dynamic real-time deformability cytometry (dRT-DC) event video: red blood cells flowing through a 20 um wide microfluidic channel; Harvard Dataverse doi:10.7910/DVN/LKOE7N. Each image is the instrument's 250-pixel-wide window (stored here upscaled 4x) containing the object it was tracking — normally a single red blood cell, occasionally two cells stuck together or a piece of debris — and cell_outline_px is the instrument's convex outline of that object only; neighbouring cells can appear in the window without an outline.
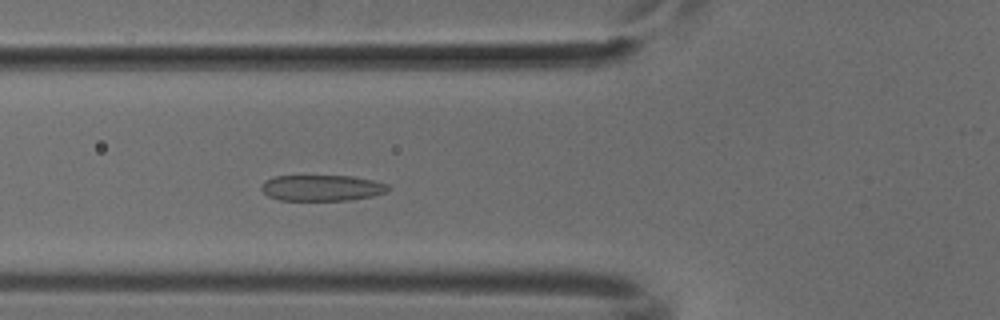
{"species": "common noctule bat (a hibernating species)", "species_latin": "Nyctalus noctula", "temperature_condition": "cold", "stored_images_in_passage": 37, "camera_frame_rate_fps": 3000, "um_per_image_px": 0.085, "animal": {"sex": "male", "body_mass_g": 18.8}, "frame": {"image": 1, "passage_image": 3, "time_ms": 0.667, "image_size_px": [1000, 320], "cell_outline_px": [[392, 188], [388, 192], [372, 196], [348, 200], [280, 200], [268, 196], [260, 188], [260, 184], [264, 180], [272, 176], [352, 176], [372, 180], [388, 184]], "centroid_in_image_um": [27.35, 15.97], "position_along_channel_um": 98.4, "area_um2": 19.36}}
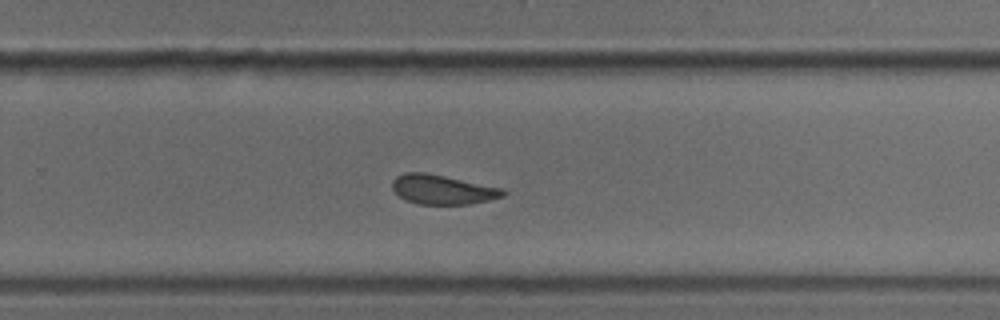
{"frame": {"image": 2, "passage_image": 18, "time_ms": 5.667, "image_size_px": [1000, 320], "cell_outline_px": [[508, 192], [504, 196], [488, 200], [468, 204], [416, 204], [404, 200], [392, 188], [392, 180], [396, 176], [404, 172], [428, 172], [504, 188]], "centroid_in_image_um": [37.62, 16.1], "position_along_channel_um": 292.2, "area_um2": 19.31}}
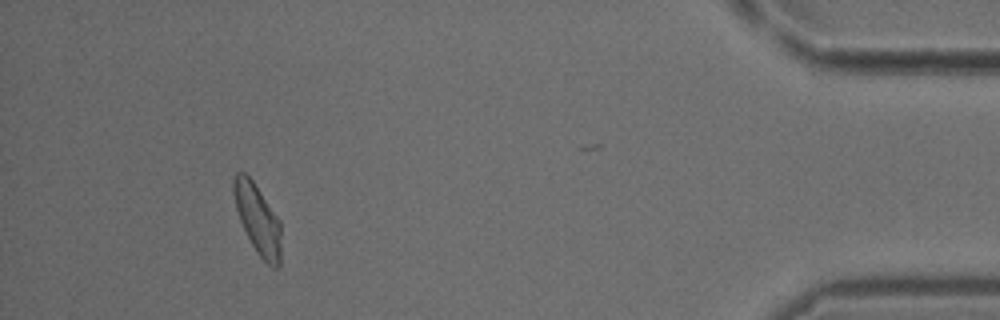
{"frame": {"image": 3, "passage_image": 32, "time_ms": 10.333, "image_size_px": [1000, 320], "cell_outline_px": [[280, 264], [276, 268], [272, 268], [260, 256], [252, 244], [240, 220], [236, 208], [232, 192], [232, 176], [236, 172], [244, 172], [252, 180], [280, 220]], "centroid_in_image_um": [21.88, 18.59], "position_along_channel_um": 413.3, "area_um2": 19.07}}